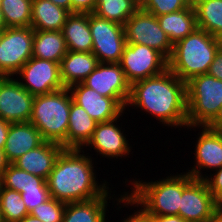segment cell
Here are the masks:
<instances>
[{
	"label": "cell",
	"instance_id": "6da1fadb",
	"mask_svg": "<svg viewBox=\"0 0 222 222\" xmlns=\"http://www.w3.org/2000/svg\"><path fill=\"white\" fill-rule=\"evenodd\" d=\"M129 104L149 112L168 127H188L186 83L169 69L133 83L127 107Z\"/></svg>",
	"mask_w": 222,
	"mask_h": 222
},
{
	"label": "cell",
	"instance_id": "7a4b0ae2",
	"mask_svg": "<svg viewBox=\"0 0 222 222\" xmlns=\"http://www.w3.org/2000/svg\"><path fill=\"white\" fill-rule=\"evenodd\" d=\"M91 158L82 149H64L46 180L50 197L71 203L104 195L109 190L108 182L98 184Z\"/></svg>",
	"mask_w": 222,
	"mask_h": 222
},
{
	"label": "cell",
	"instance_id": "3957f363",
	"mask_svg": "<svg viewBox=\"0 0 222 222\" xmlns=\"http://www.w3.org/2000/svg\"><path fill=\"white\" fill-rule=\"evenodd\" d=\"M133 190L125 192L117 199V205L140 206L148 216H170L179 215V206L183 192V174L168 176L159 181L142 182V180L131 181ZM139 205V206H138ZM143 207V208H142Z\"/></svg>",
	"mask_w": 222,
	"mask_h": 222
},
{
	"label": "cell",
	"instance_id": "277c9868",
	"mask_svg": "<svg viewBox=\"0 0 222 222\" xmlns=\"http://www.w3.org/2000/svg\"><path fill=\"white\" fill-rule=\"evenodd\" d=\"M220 48L216 37L197 28L173 45L168 69L186 83L195 76L207 74Z\"/></svg>",
	"mask_w": 222,
	"mask_h": 222
},
{
	"label": "cell",
	"instance_id": "5b68a950",
	"mask_svg": "<svg viewBox=\"0 0 222 222\" xmlns=\"http://www.w3.org/2000/svg\"><path fill=\"white\" fill-rule=\"evenodd\" d=\"M68 88L43 95L33 100L32 123L44 141L54 142L66 149V135L72 96Z\"/></svg>",
	"mask_w": 222,
	"mask_h": 222
},
{
	"label": "cell",
	"instance_id": "8992f818",
	"mask_svg": "<svg viewBox=\"0 0 222 222\" xmlns=\"http://www.w3.org/2000/svg\"><path fill=\"white\" fill-rule=\"evenodd\" d=\"M188 128L207 126L222 106V80L208 74L186 82Z\"/></svg>",
	"mask_w": 222,
	"mask_h": 222
},
{
	"label": "cell",
	"instance_id": "52a82bcc",
	"mask_svg": "<svg viewBox=\"0 0 222 222\" xmlns=\"http://www.w3.org/2000/svg\"><path fill=\"white\" fill-rule=\"evenodd\" d=\"M34 29L6 27L0 40V76L14 77L32 57Z\"/></svg>",
	"mask_w": 222,
	"mask_h": 222
},
{
	"label": "cell",
	"instance_id": "ba28073f",
	"mask_svg": "<svg viewBox=\"0 0 222 222\" xmlns=\"http://www.w3.org/2000/svg\"><path fill=\"white\" fill-rule=\"evenodd\" d=\"M92 53L99 63H119L127 44L124 26L89 13Z\"/></svg>",
	"mask_w": 222,
	"mask_h": 222
},
{
	"label": "cell",
	"instance_id": "9c48e42d",
	"mask_svg": "<svg viewBox=\"0 0 222 222\" xmlns=\"http://www.w3.org/2000/svg\"><path fill=\"white\" fill-rule=\"evenodd\" d=\"M127 43L142 44L160 52L167 60L172 55L173 44L160 27L154 14L138 9L124 25Z\"/></svg>",
	"mask_w": 222,
	"mask_h": 222
},
{
	"label": "cell",
	"instance_id": "30bf717a",
	"mask_svg": "<svg viewBox=\"0 0 222 222\" xmlns=\"http://www.w3.org/2000/svg\"><path fill=\"white\" fill-rule=\"evenodd\" d=\"M130 85L168 69V60L157 50L142 44L127 43L119 62Z\"/></svg>",
	"mask_w": 222,
	"mask_h": 222
},
{
	"label": "cell",
	"instance_id": "8fae6325",
	"mask_svg": "<svg viewBox=\"0 0 222 222\" xmlns=\"http://www.w3.org/2000/svg\"><path fill=\"white\" fill-rule=\"evenodd\" d=\"M203 179L183 174V192L179 216L187 222H206L219 208Z\"/></svg>",
	"mask_w": 222,
	"mask_h": 222
},
{
	"label": "cell",
	"instance_id": "7c38bea8",
	"mask_svg": "<svg viewBox=\"0 0 222 222\" xmlns=\"http://www.w3.org/2000/svg\"><path fill=\"white\" fill-rule=\"evenodd\" d=\"M20 85L31 95L50 94L64 89L60 77V64L31 57L17 72Z\"/></svg>",
	"mask_w": 222,
	"mask_h": 222
},
{
	"label": "cell",
	"instance_id": "4fadbf2b",
	"mask_svg": "<svg viewBox=\"0 0 222 222\" xmlns=\"http://www.w3.org/2000/svg\"><path fill=\"white\" fill-rule=\"evenodd\" d=\"M82 83L126 109L131 85L119 63H99Z\"/></svg>",
	"mask_w": 222,
	"mask_h": 222
},
{
	"label": "cell",
	"instance_id": "5bb4252c",
	"mask_svg": "<svg viewBox=\"0 0 222 222\" xmlns=\"http://www.w3.org/2000/svg\"><path fill=\"white\" fill-rule=\"evenodd\" d=\"M16 79H0V118L9 123L29 122L35 96L20 85L18 77Z\"/></svg>",
	"mask_w": 222,
	"mask_h": 222
},
{
	"label": "cell",
	"instance_id": "9a60e30c",
	"mask_svg": "<svg viewBox=\"0 0 222 222\" xmlns=\"http://www.w3.org/2000/svg\"><path fill=\"white\" fill-rule=\"evenodd\" d=\"M72 100L96 122H109L122 117L125 110L115 99L105 97L82 82L68 87Z\"/></svg>",
	"mask_w": 222,
	"mask_h": 222
},
{
	"label": "cell",
	"instance_id": "2e32d148",
	"mask_svg": "<svg viewBox=\"0 0 222 222\" xmlns=\"http://www.w3.org/2000/svg\"><path fill=\"white\" fill-rule=\"evenodd\" d=\"M202 132L197 138L195 149V164L191 170H188L189 175L194 179H204L201 170H217L222 167V132L210 129L207 126H201Z\"/></svg>",
	"mask_w": 222,
	"mask_h": 222
},
{
	"label": "cell",
	"instance_id": "e0dca14e",
	"mask_svg": "<svg viewBox=\"0 0 222 222\" xmlns=\"http://www.w3.org/2000/svg\"><path fill=\"white\" fill-rule=\"evenodd\" d=\"M118 119H114L109 122L97 123L95 130L93 131L91 139L86 146L96 150L102 157L115 158L122 156L126 157L131 152V146L128 144V140L121 131L122 128L116 125Z\"/></svg>",
	"mask_w": 222,
	"mask_h": 222
},
{
	"label": "cell",
	"instance_id": "ac0fdd59",
	"mask_svg": "<svg viewBox=\"0 0 222 222\" xmlns=\"http://www.w3.org/2000/svg\"><path fill=\"white\" fill-rule=\"evenodd\" d=\"M64 149L60 144L44 141L37 148L16 159L12 164L21 170L47 180L58 156Z\"/></svg>",
	"mask_w": 222,
	"mask_h": 222
},
{
	"label": "cell",
	"instance_id": "d6986e66",
	"mask_svg": "<svg viewBox=\"0 0 222 222\" xmlns=\"http://www.w3.org/2000/svg\"><path fill=\"white\" fill-rule=\"evenodd\" d=\"M44 142L39 130L30 122L10 123L4 153L12 164L26 152L37 148Z\"/></svg>",
	"mask_w": 222,
	"mask_h": 222
},
{
	"label": "cell",
	"instance_id": "ffe728a7",
	"mask_svg": "<svg viewBox=\"0 0 222 222\" xmlns=\"http://www.w3.org/2000/svg\"><path fill=\"white\" fill-rule=\"evenodd\" d=\"M98 64L92 52L67 51L60 63V77L64 87L84 81Z\"/></svg>",
	"mask_w": 222,
	"mask_h": 222
},
{
	"label": "cell",
	"instance_id": "44dd1931",
	"mask_svg": "<svg viewBox=\"0 0 222 222\" xmlns=\"http://www.w3.org/2000/svg\"><path fill=\"white\" fill-rule=\"evenodd\" d=\"M68 51L92 52L93 39L89 13H70L61 30Z\"/></svg>",
	"mask_w": 222,
	"mask_h": 222
},
{
	"label": "cell",
	"instance_id": "7402d4cb",
	"mask_svg": "<svg viewBox=\"0 0 222 222\" xmlns=\"http://www.w3.org/2000/svg\"><path fill=\"white\" fill-rule=\"evenodd\" d=\"M97 123L85 109L72 101L66 135V149H83L91 139Z\"/></svg>",
	"mask_w": 222,
	"mask_h": 222
},
{
	"label": "cell",
	"instance_id": "603a6c76",
	"mask_svg": "<svg viewBox=\"0 0 222 222\" xmlns=\"http://www.w3.org/2000/svg\"><path fill=\"white\" fill-rule=\"evenodd\" d=\"M111 192L81 202L66 203L62 222H106V209ZM109 196V197H108Z\"/></svg>",
	"mask_w": 222,
	"mask_h": 222
},
{
	"label": "cell",
	"instance_id": "cb8c5ba5",
	"mask_svg": "<svg viewBox=\"0 0 222 222\" xmlns=\"http://www.w3.org/2000/svg\"><path fill=\"white\" fill-rule=\"evenodd\" d=\"M70 12L49 0H32L31 27L41 31H61Z\"/></svg>",
	"mask_w": 222,
	"mask_h": 222
},
{
	"label": "cell",
	"instance_id": "d4e9b609",
	"mask_svg": "<svg viewBox=\"0 0 222 222\" xmlns=\"http://www.w3.org/2000/svg\"><path fill=\"white\" fill-rule=\"evenodd\" d=\"M157 19L173 45L198 28L193 3L180 11L157 16Z\"/></svg>",
	"mask_w": 222,
	"mask_h": 222
},
{
	"label": "cell",
	"instance_id": "484cf974",
	"mask_svg": "<svg viewBox=\"0 0 222 222\" xmlns=\"http://www.w3.org/2000/svg\"><path fill=\"white\" fill-rule=\"evenodd\" d=\"M67 51L61 31L34 30L32 57L60 64Z\"/></svg>",
	"mask_w": 222,
	"mask_h": 222
},
{
	"label": "cell",
	"instance_id": "4316f807",
	"mask_svg": "<svg viewBox=\"0 0 222 222\" xmlns=\"http://www.w3.org/2000/svg\"><path fill=\"white\" fill-rule=\"evenodd\" d=\"M197 27L214 37L222 33V0H194Z\"/></svg>",
	"mask_w": 222,
	"mask_h": 222
},
{
	"label": "cell",
	"instance_id": "83f0119b",
	"mask_svg": "<svg viewBox=\"0 0 222 222\" xmlns=\"http://www.w3.org/2000/svg\"><path fill=\"white\" fill-rule=\"evenodd\" d=\"M137 10L132 0H97L93 13L124 26Z\"/></svg>",
	"mask_w": 222,
	"mask_h": 222
},
{
	"label": "cell",
	"instance_id": "f1b7e54d",
	"mask_svg": "<svg viewBox=\"0 0 222 222\" xmlns=\"http://www.w3.org/2000/svg\"><path fill=\"white\" fill-rule=\"evenodd\" d=\"M3 187L21 193V190L48 188L47 181L9 164L2 175Z\"/></svg>",
	"mask_w": 222,
	"mask_h": 222
},
{
	"label": "cell",
	"instance_id": "f546056e",
	"mask_svg": "<svg viewBox=\"0 0 222 222\" xmlns=\"http://www.w3.org/2000/svg\"><path fill=\"white\" fill-rule=\"evenodd\" d=\"M6 27H30L32 0H1Z\"/></svg>",
	"mask_w": 222,
	"mask_h": 222
},
{
	"label": "cell",
	"instance_id": "4dcf8cb0",
	"mask_svg": "<svg viewBox=\"0 0 222 222\" xmlns=\"http://www.w3.org/2000/svg\"><path fill=\"white\" fill-rule=\"evenodd\" d=\"M0 210L4 222H19L29 214L21 193L3 186L0 192Z\"/></svg>",
	"mask_w": 222,
	"mask_h": 222
},
{
	"label": "cell",
	"instance_id": "1f68e13d",
	"mask_svg": "<svg viewBox=\"0 0 222 222\" xmlns=\"http://www.w3.org/2000/svg\"><path fill=\"white\" fill-rule=\"evenodd\" d=\"M66 203L50 197L29 213L42 222H62Z\"/></svg>",
	"mask_w": 222,
	"mask_h": 222
},
{
	"label": "cell",
	"instance_id": "d6a6232c",
	"mask_svg": "<svg viewBox=\"0 0 222 222\" xmlns=\"http://www.w3.org/2000/svg\"><path fill=\"white\" fill-rule=\"evenodd\" d=\"M192 3L191 0H148L142 9L157 17L180 11L189 7Z\"/></svg>",
	"mask_w": 222,
	"mask_h": 222
},
{
	"label": "cell",
	"instance_id": "836d02e7",
	"mask_svg": "<svg viewBox=\"0 0 222 222\" xmlns=\"http://www.w3.org/2000/svg\"><path fill=\"white\" fill-rule=\"evenodd\" d=\"M21 198L24 201L28 212L50 198L48 188H37L31 190H21Z\"/></svg>",
	"mask_w": 222,
	"mask_h": 222
},
{
	"label": "cell",
	"instance_id": "e575fe53",
	"mask_svg": "<svg viewBox=\"0 0 222 222\" xmlns=\"http://www.w3.org/2000/svg\"><path fill=\"white\" fill-rule=\"evenodd\" d=\"M215 171L214 174H210V178L205 175L203 180L214 199L222 206V167Z\"/></svg>",
	"mask_w": 222,
	"mask_h": 222
},
{
	"label": "cell",
	"instance_id": "d590c367",
	"mask_svg": "<svg viewBox=\"0 0 222 222\" xmlns=\"http://www.w3.org/2000/svg\"><path fill=\"white\" fill-rule=\"evenodd\" d=\"M97 0H71L72 13H92Z\"/></svg>",
	"mask_w": 222,
	"mask_h": 222
},
{
	"label": "cell",
	"instance_id": "8d00e7d4",
	"mask_svg": "<svg viewBox=\"0 0 222 222\" xmlns=\"http://www.w3.org/2000/svg\"><path fill=\"white\" fill-rule=\"evenodd\" d=\"M207 74L219 80H222V48H220L215 55V58L210 65Z\"/></svg>",
	"mask_w": 222,
	"mask_h": 222
},
{
	"label": "cell",
	"instance_id": "74e56055",
	"mask_svg": "<svg viewBox=\"0 0 222 222\" xmlns=\"http://www.w3.org/2000/svg\"><path fill=\"white\" fill-rule=\"evenodd\" d=\"M127 218V219H126ZM122 222H154L151 216H148L142 209L139 208L134 214L129 215Z\"/></svg>",
	"mask_w": 222,
	"mask_h": 222
},
{
	"label": "cell",
	"instance_id": "f35d334b",
	"mask_svg": "<svg viewBox=\"0 0 222 222\" xmlns=\"http://www.w3.org/2000/svg\"><path fill=\"white\" fill-rule=\"evenodd\" d=\"M10 123L0 118V149H4Z\"/></svg>",
	"mask_w": 222,
	"mask_h": 222
},
{
	"label": "cell",
	"instance_id": "ab89813d",
	"mask_svg": "<svg viewBox=\"0 0 222 222\" xmlns=\"http://www.w3.org/2000/svg\"><path fill=\"white\" fill-rule=\"evenodd\" d=\"M212 130L222 132V106L217 114V116L207 125Z\"/></svg>",
	"mask_w": 222,
	"mask_h": 222
},
{
	"label": "cell",
	"instance_id": "60d3db41",
	"mask_svg": "<svg viewBox=\"0 0 222 222\" xmlns=\"http://www.w3.org/2000/svg\"><path fill=\"white\" fill-rule=\"evenodd\" d=\"M154 222H187L179 215L151 216Z\"/></svg>",
	"mask_w": 222,
	"mask_h": 222
},
{
	"label": "cell",
	"instance_id": "b9f144b4",
	"mask_svg": "<svg viewBox=\"0 0 222 222\" xmlns=\"http://www.w3.org/2000/svg\"><path fill=\"white\" fill-rule=\"evenodd\" d=\"M57 6L65 8L70 13H72V3L71 0H49Z\"/></svg>",
	"mask_w": 222,
	"mask_h": 222
},
{
	"label": "cell",
	"instance_id": "7bdbcfd3",
	"mask_svg": "<svg viewBox=\"0 0 222 222\" xmlns=\"http://www.w3.org/2000/svg\"><path fill=\"white\" fill-rule=\"evenodd\" d=\"M10 163L6 159L3 149H0V175L2 176Z\"/></svg>",
	"mask_w": 222,
	"mask_h": 222
},
{
	"label": "cell",
	"instance_id": "ee69618b",
	"mask_svg": "<svg viewBox=\"0 0 222 222\" xmlns=\"http://www.w3.org/2000/svg\"><path fill=\"white\" fill-rule=\"evenodd\" d=\"M206 222H222V206Z\"/></svg>",
	"mask_w": 222,
	"mask_h": 222
},
{
	"label": "cell",
	"instance_id": "f6af8a7d",
	"mask_svg": "<svg viewBox=\"0 0 222 222\" xmlns=\"http://www.w3.org/2000/svg\"><path fill=\"white\" fill-rule=\"evenodd\" d=\"M19 222H42V221L39 220L38 218L28 214Z\"/></svg>",
	"mask_w": 222,
	"mask_h": 222
},
{
	"label": "cell",
	"instance_id": "bcb514c9",
	"mask_svg": "<svg viewBox=\"0 0 222 222\" xmlns=\"http://www.w3.org/2000/svg\"><path fill=\"white\" fill-rule=\"evenodd\" d=\"M148 0H132V2L137 6L138 9H141L144 7Z\"/></svg>",
	"mask_w": 222,
	"mask_h": 222
},
{
	"label": "cell",
	"instance_id": "7dc6e473",
	"mask_svg": "<svg viewBox=\"0 0 222 222\" xmlns=\"http://www.w3.org/2000/svg\"><path fill=\"white\" fill-rule=\"evenodd\" d=\"M6 26H5V21H4V18H3V14H2V11L0 9V30H3L5 29Z\"/></svg>",
	"mask_w": 222,
	"mask_h": 222
},
{
	"label": "cell",
	"instance_id": "c3c4849f",
	"mask_svg": "<svg viewBox=\"0 0 222 222\" xmlns=\"http://www.w3.org/2000/svg\"><path fill=\"white\" fill-rule=\"evenodd\" d=\"M216 38H217V41H218L220 47L222 48V33H220Z\"/></svg>",
	"mask_w": 222,
	"mask_h": 222
},
{
	"label": "cell",
	"instance_id": "681fc988",
	"mask_svg": "<svg viewBox=\"0 0 222 222\" xmlns=\"http://www.w3.org/2000/svg\"><path fill=\"white\" fill-rule=\"evenodd\" d=\"M3 186V183H2V176L0 175V192H1V188Z\"/></svg>",
	"mask_w": 222,
	"mask_h": 222
},
{
	"label": "cell",
	"instance_id": "f907efd6",
	"mask_svg": "<svg viewBox=\"0 0 222 222\" xmlns=\"http://www.w3.org/2000/svg\"><path fill=\"white\" fill-rule=\"evenodd\" d=\"M0 222H4V221H3V218H2L1 210H0Z\"/></svg>",
	"mask_w": 222,
	"mask_h": 222
},
{
	"label": "cell",
	"instance_id": "816d5d0a",
	"mask_svg": "<svg viewBox=\"0 0 222 222\" xmlns=\"http://www.w3.org/2000/svg\"><path fill=\"white\" fill-rule=\"evenodd\" d=\"M2 31H3V30H0V40H1V37H2Z\"/></svg>",
	"mask_w": 222,
	"mask_h": 222
}]
</instances>
